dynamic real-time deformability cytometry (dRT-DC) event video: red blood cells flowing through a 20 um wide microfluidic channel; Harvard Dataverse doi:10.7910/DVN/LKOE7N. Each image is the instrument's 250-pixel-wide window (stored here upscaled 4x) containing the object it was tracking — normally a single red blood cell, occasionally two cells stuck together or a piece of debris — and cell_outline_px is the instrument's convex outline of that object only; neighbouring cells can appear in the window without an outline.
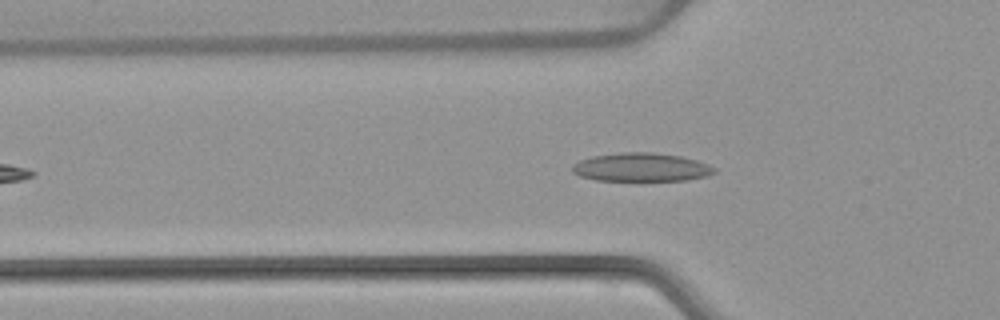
{"species": "common noctule bat (a hibernating species)", "species_latin": "Nyctalus noctula", "temperature_condition": "warm", "stored_images_in_passage": 32, "camera_frame_rate_fps": 3000, "um_per_image_px": 0.085, "animal": {"sex": "female", "body_mass_g": 22.7, "forearm_length_mm": 54.2}, "frame": {"image": 1, "passage_image": 3, "time_ms": 0.667, "image_size_px": [1000, 320], "cell_outline_px": [[716, 172], [708, 176], [684, 180], [596, 180], [580, 176], [572, 172], [572, 164], [580, 160], [592, 156], [620, 152], [652, 152], [680, 156], [696, 160], [708, 164], [716, 168]], "centroid_in_image_um": [54.5, 14.21], "position_along_channel_um": 71.3, "area_um2": 23.58}}
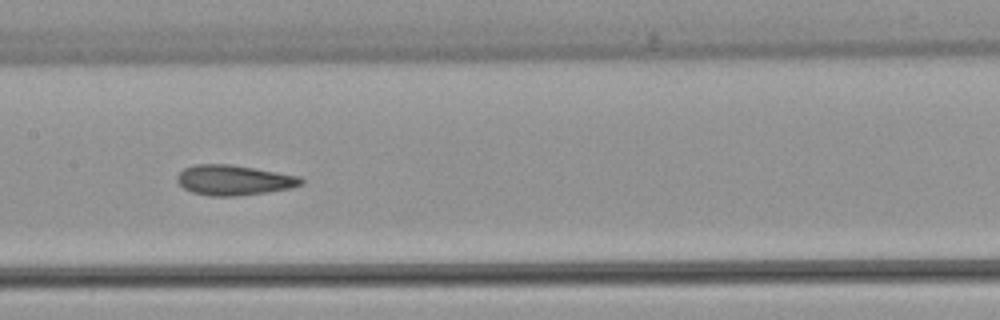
{"frame": {"image": 2, "passage_image": 12, "time_ms": 3.667, "image_size_px": [1000, 320], "cell_outline_px": [[304, 184], [292, 188], [268, 192], [236, 196], [212, 196], [192, 192], [184, 188], [176, 180], [176, 176], [184, 168], [196, 164], [228, 164], [300, 176], [304, 180]], "centroid_in_image_um": [19.89, 15.32], "position_along_channel_um": 187.5, "area_um2": 21.73}}
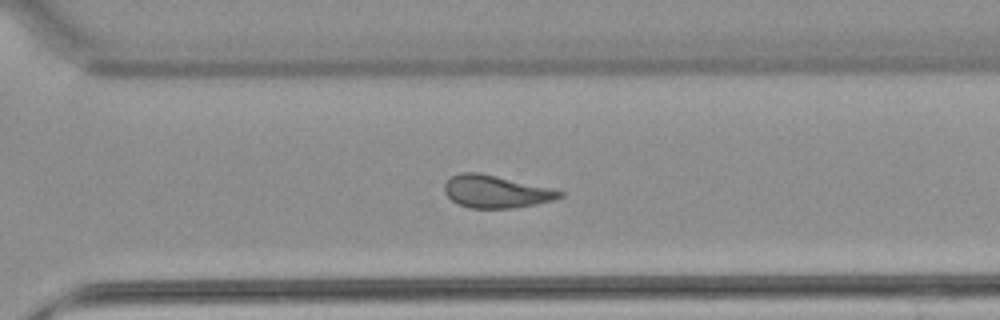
{"frame": {"image": 3, "passage_image": 23, "time_ms": 7.333, "image_size_px": [1000, 320], "cell_outline_px": [[564, 196], [556, 200], [512, 208], [468, 208], [452, 200], [444, 192], [444, 184], [452, 176], [460, 172], [476, 172], [496, 176], [548, 188], [564, 192]], "centroid_in_image_um": [42.13, 16.29], "position_along_channel_um": 328.5, "area_um2": 21.5}, "authors_computed_cell_mechanics": {"area_um2": 21.7906, "velocity_mm_per_s": 3.8521, "shape_relaxation_time_tau1_ms": 7.457, "shape_relaxation_time_tau2_ms": 2.6286, "deformation_change_tau1": 0.1448, "deformation_change_tau2": 0.0925}}